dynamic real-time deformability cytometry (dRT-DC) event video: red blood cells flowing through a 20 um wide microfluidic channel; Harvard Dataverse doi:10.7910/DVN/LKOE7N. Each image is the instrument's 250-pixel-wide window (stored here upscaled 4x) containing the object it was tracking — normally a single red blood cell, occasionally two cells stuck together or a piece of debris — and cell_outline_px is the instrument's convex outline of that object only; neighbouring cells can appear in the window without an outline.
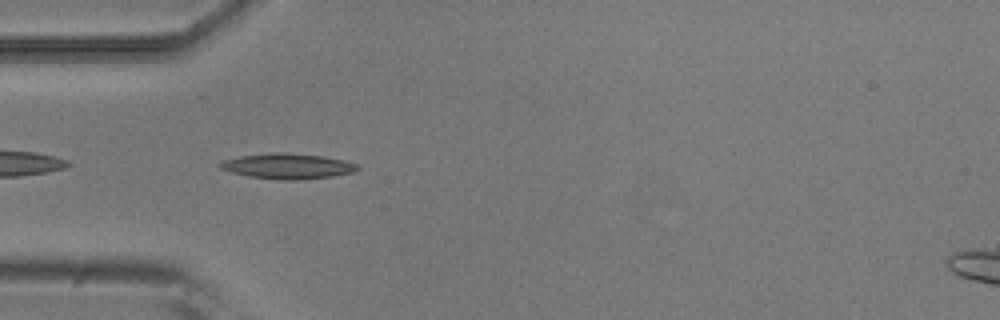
{"species": "common noctule bat (a hibernating species)", "species_latin": "Nyctalus noctula", "temperature_condition": "room temperature", "stored_images_in_passage": 10, "camera_frame_rate_fps": 3000, "um_per_image_px": 0.085, "animal": {"sex": "male", "body_mass_g": 20.5, "forearm_length_mm": 52.5}, "frame": {"image": 1, "passage_image": 4, "time_ms": 1.0, "image_size_px": [1000, 320], "cell_outline_px": [[360, 168], [352, 172], [332, 176], [296, 180], [280, 180], [248, 176], [232, 172], [220, 168], [220, 164], [224, 160], [240, 156], [272, 152], [284, 152], [324, 156], [344, 160], [356, 164]], "centroid_in_image_um": [24.45, 14.11], "position_along_channel_um": 60.5, "area_um2": 20.17}}
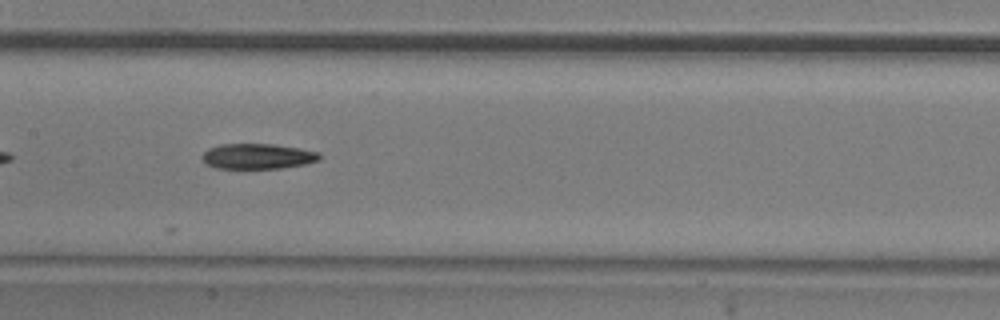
{"frame": {"image": 2, "passage_image": 7, "time_ms": 2.0, "image_size_px": [1000, 320], "cell_outline_px": [[320, 160], [304, 164], [280, 168], [216, 168], [204, 164], [200, 156], [208, 148], [220, 144], [272, 144], [300, 148], [320, 152]], "centroid_in_image_um": [21.86, 13.28], "position_along_channel_um": 185.5, "area_um2": 17.46}}
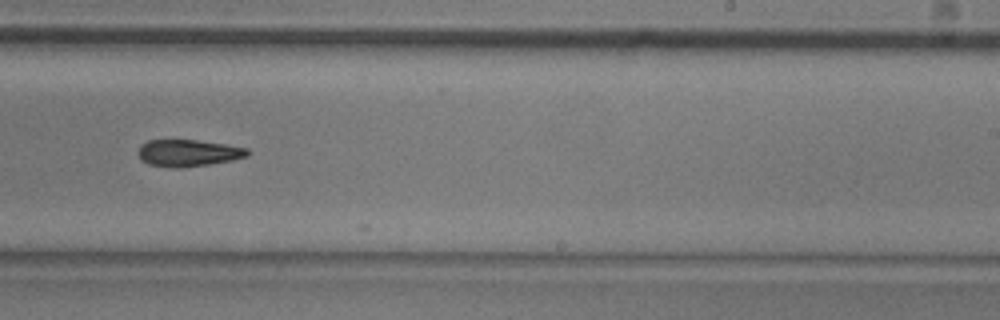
{"frame": {"image": 3, "passage_image": 9, "time_ms": 2.667, "image_size_px": [1000, 320], "cell_outline_px": [[248, 156], [232, 160], [208, 164], [180, 168], [172, 168], [148, 164], [140, 160], [136, 152], [140, 144], [148, 140], [196, 140], [228, 144], [248, 148]], "centroid_in_image_um": [15.95, 13.0], "position_along_channel_um": 273.1, "area_um2": 17.34}}